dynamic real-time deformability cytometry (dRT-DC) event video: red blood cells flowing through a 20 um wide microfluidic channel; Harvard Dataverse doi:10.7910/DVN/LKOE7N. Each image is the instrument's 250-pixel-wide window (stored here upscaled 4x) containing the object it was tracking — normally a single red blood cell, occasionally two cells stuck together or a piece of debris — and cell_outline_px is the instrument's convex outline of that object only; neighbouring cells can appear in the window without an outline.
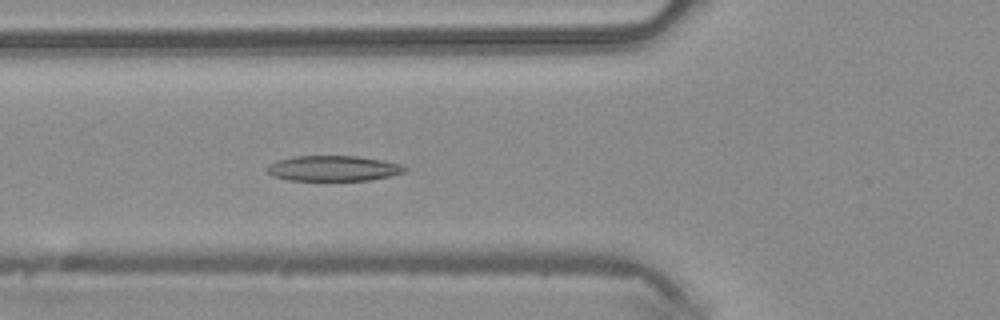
{"species": "common noctule bat (a hibernating species)", "species_latin": "Nyctalus noctula", "temperature_condition": "warm", "stored_images_in_passage": 47, "camera_frame_rate_fps": 3000, "um_per_image_px": 0.085, "animal": {"sex": "male", "body_mass_g": 20.4}, "frame": {"image": 1, "passage_image": 17, "time_ms": 5.333, "image_size_px": [1000, 320], "cell_outline_px": [[408, 172], [368, 180], [288, 180], [272, 176], [264, 168], [268, 164], [276, 160], [292, 156], [356, 156], [380, 160], [400, 164], [408, 168]], "centroid_in_image_um": [28.28, 14.31], "position_along_channel_um": 97.5, "area_um2": 20.46}}
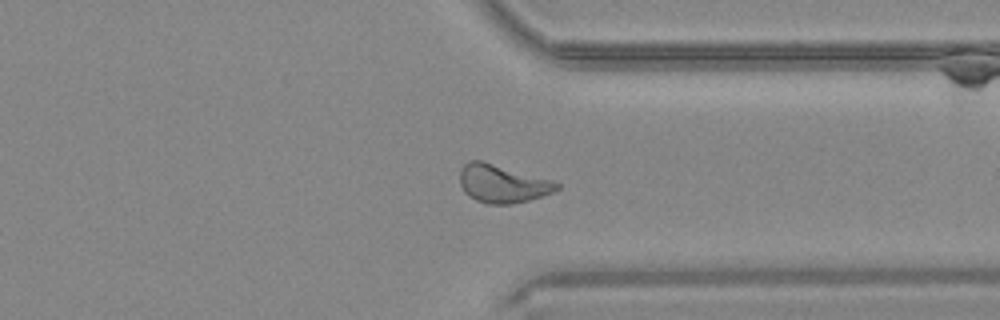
{"frame": {"image": 2, "passage_image": 36, "time_ms": 11.667, "image_size_px": [1000, 320], "cell_outline_px": [[560, 188], [552, 192], [528, 200], [512, 204], [488, 204], [476, 200], [468, 196], [464, 192], [460, 184], [460, 168], [468, 160], [480, 160], [552, 180], [560, 184]], "centroid_in_image_um": [42.66, 15.61], "position_along_channel_um": 368.7, "area_um2": 21.39}}
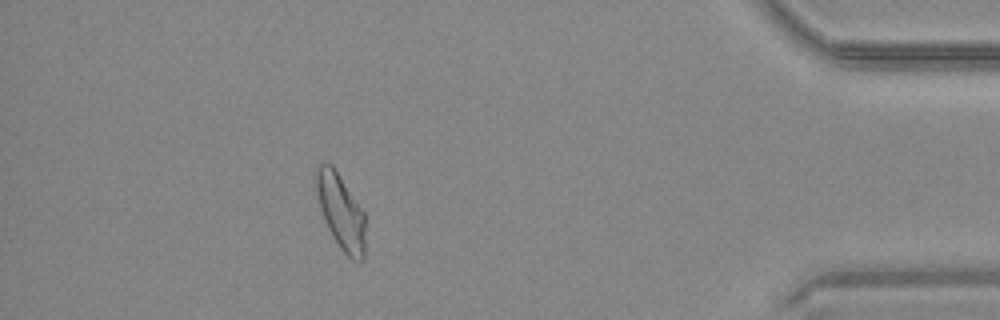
{"frame": {"image": 3, "passage_image": 42, "time_ms": 13.667, "image_size_px": [1000, 320], "cell_outline_px": [[364, 260], [352, 260], [340, 248], [332, 236], [324, 220], [320, 208], [316, 192], [316, 168], [320, 164], [332, 164], [364, 212]], "centroid_in_image_um": [28.96, 18.0], "position_along_channel_um": 406.2, "area_um2": 21.21}}